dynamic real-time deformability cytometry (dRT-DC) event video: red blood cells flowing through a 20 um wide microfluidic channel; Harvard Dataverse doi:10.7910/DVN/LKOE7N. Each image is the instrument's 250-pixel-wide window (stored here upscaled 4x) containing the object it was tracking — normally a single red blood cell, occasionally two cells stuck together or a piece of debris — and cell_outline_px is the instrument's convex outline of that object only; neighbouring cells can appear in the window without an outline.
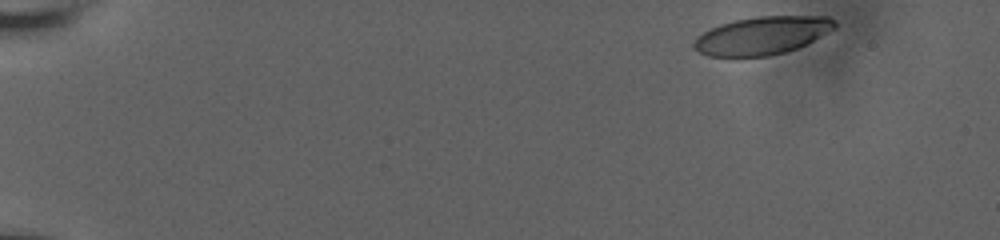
{"species": "human", "species_latin": "Homo sapiens", "temperature_condition": "room temperature", "stored_images_in_passage": 6, "camera_frame_rate_fps": 3000, "um_per_image_px": 0.085, "donor": {"sex": "male"}, "frame": {"image": 1, "passage_image": 1, "time_ms": 0.0, "image_size_px": [1000, 240], "cell_outline_px": [[836, 28], [796, 48], [784, 52], [768, 56], [708, 56], [692, 48], [692, 44], [696, 36], [720, 24], [736, 20], [756, 16], [828, 16], [836, 20]], "centroid_in_image_um": [64.77, 3.01], "position_along_channel_um": 20.2, "area_um2": 30.98}}
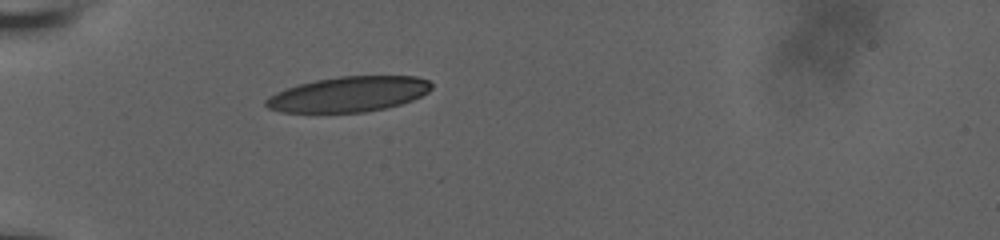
{"frame": {"image": 2, "passage_image": 5, "time_ms": 4.333, "image_size_px": [1000, 240], "cell_outline_px": [[432, 88], [428, 92], [412, 100], [400, 104], [384, 108], [364, 112], [280, 112], [268, 108], [264, 104], [264, 100], [268, 96], [276, 92], [300, 84], [316, 80], [340, 76], [416, 76], [428, 80], [432, 84]], "centroid_in_image_um": [29.63, 8.0], "position_along_channel_um": 55.4, "area_um2": 33.87}}